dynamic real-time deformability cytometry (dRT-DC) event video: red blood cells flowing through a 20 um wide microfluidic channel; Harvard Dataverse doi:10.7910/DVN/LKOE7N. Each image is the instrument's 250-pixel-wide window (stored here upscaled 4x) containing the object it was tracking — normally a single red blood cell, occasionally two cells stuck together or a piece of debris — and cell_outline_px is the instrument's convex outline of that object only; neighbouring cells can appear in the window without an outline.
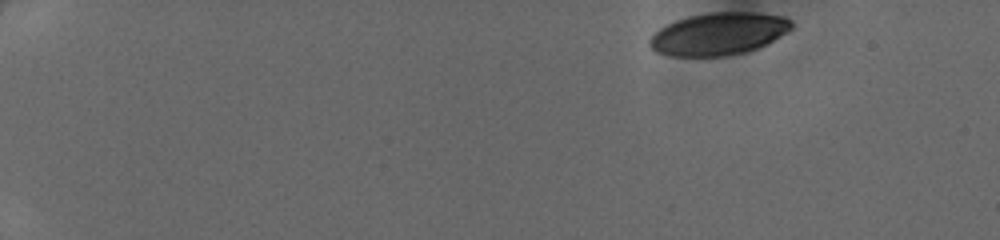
{"species": "human", "species_latin": "Homo sapiens", "temperature_condition": "cold", "stored_images_in_passage": 43, "camera_frame_rate_fps": 3000, "um_per_image_px": 0.085, "donor": {"sex": "female"}, "frame": {"image": 1, "passage_image": 1, "time_ms": 0.0, "image_size_px": [1000, 240], "cell_outline_px": [[792, 28], [772, 40], [756, 48], [744, 52], [720, 56], [668, 56], [656, 52], [648, 44], [648, 40], [660, 28], [676, 20], [688, 16], [708, 12], [752, 12], [784, 16], [792, 20]], "centroid_in_image_um": [61.05, 2.86], "position_along_channel_um": 24.0, "area_um2": 34.8}}
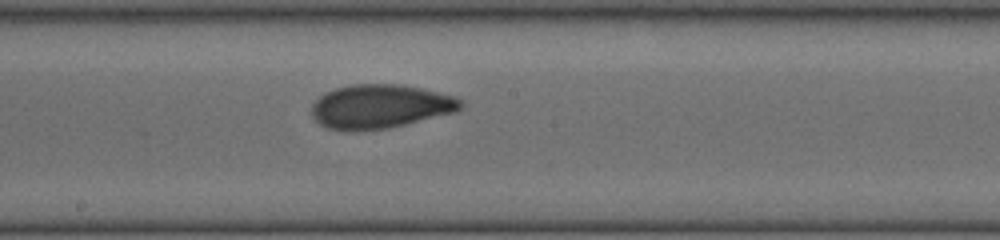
{"frame": {"image": 2, "passage_image": 24, "time_ms": 7.667, "image_size_px": [1000, 240], "cell_outline_px": [[464, 104], [456, 112], [388, 128], [352, 132], [328, 128], [320, 124], [312, 116], [312, 104], [324, 92], [336, 88], [352, 84], [400, 84], [420, 88], [456, 96], [464, 100]], "centroid_in_image_um": [32.32, 9.05], "position_along_channel_um": 215.9, "area_um2": 38.38}}
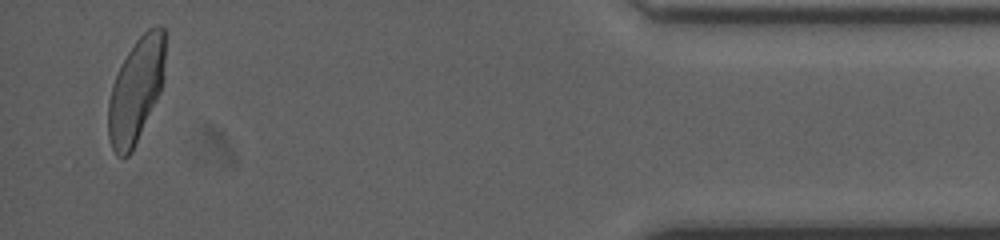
{"frame": {"image": 3, "passage_image": 42, "time_ms": 13.667, "image_size_px": [1000, 240], "cell_outline_px": [[164, 76], [160, 92], [132, 152], [128, 156], [116, 156], [112, 148], [108, 136], [108, 100], [112, 84], [128, 52], [136, 40], [148, 28], [156, 24], [160, 24], [164, 28]], "centroid_in_image_um": [11.55, 7.68], "position_along_channel_um": 423.6, "area_um2": 34.51}}